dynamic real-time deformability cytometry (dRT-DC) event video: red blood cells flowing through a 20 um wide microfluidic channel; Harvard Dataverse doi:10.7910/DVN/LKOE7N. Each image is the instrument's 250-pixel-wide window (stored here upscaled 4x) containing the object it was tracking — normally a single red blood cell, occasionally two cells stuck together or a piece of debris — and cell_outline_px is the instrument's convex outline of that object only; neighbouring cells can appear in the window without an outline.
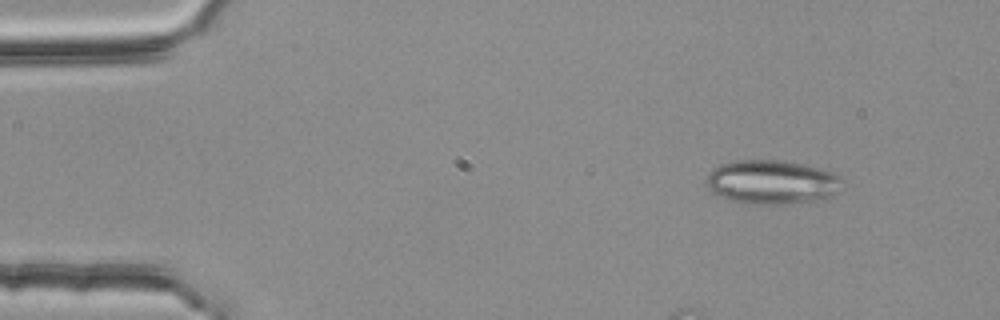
{"species": "common noctule bat (a hibernating species)", "species_latin": "Nyctalus noctula", "temperature_condition": "room temperature", "stored_images_in_passage": 7, "camera_frame_rate_fps": 3000, "um_per_image_px": 0.085, "animal": {"sex": "female", "body_mass_g": 25.1}, "frame": {"image": 1, "passage_image": 1, "time_ms": 0.0, "image_size_px": [1000, 320], "cell_outline_px": [[840, 192], [828, 196], [812, 200], [784, 204], [760, 204], [728, 200], [712, 192], [708, 188], [708, 176], [720, 164], [736, 160], [776, 160], [816, 168], [832, 172], [840, 176]], "centroid_in_image_um": [65.59, 15.48], "position_along_channel_um": 19.4, "area_um2": 33.99}}
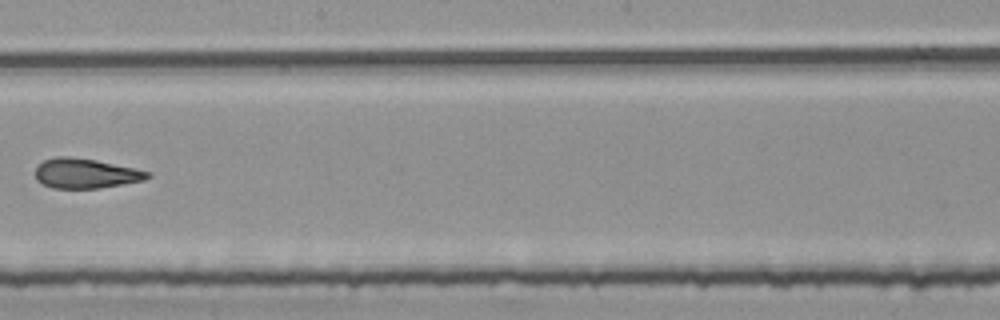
{"frame": {"image": 2, "passage_image": 7, "time_ms": 2.0, "image_size_px": [1000, 320], "cell_outline_px": [[152, 176], [144, 180], [100, 188], [52, 188], [36, 180], [36, 164], [44, 160], [56, 156], [68, 156], [96, 160], [132, 168], [148, 172]], "centroid_in_image_um": [7.23, 14.73], "position_along_channel_um": 241.0, "area_um2": 19.36}}